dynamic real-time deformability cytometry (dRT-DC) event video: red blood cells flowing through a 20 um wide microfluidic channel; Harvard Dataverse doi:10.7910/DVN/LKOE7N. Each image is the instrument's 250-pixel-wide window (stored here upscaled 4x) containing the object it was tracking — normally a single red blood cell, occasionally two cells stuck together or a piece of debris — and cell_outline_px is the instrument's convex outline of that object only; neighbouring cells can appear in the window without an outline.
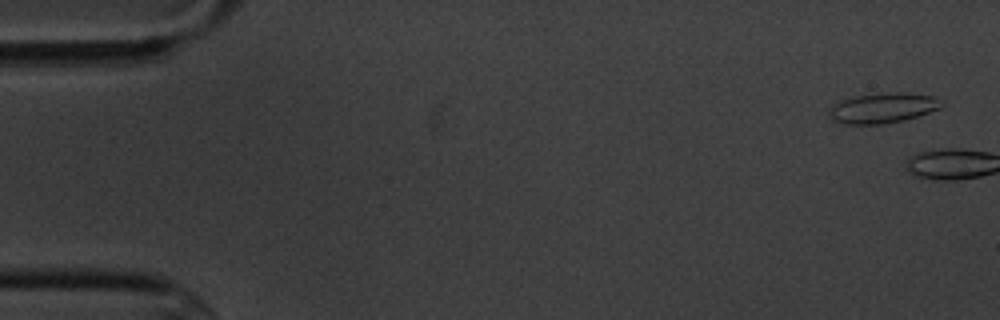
{"species": "common noctule bat (a hibernating species)", "species_latin": "Nyctalus noctula", "temperature_condition": "cold", "stored_images_in_passage": 7, "segment_of_instrument_passage": [1, 2], "camera_frame_rate_fps": 3000, "um_per_image_px": 0.085, "animal": {"sex": "male", "body_mass_g": 20.1, "forearm_length_mm": 53.5}, "frame": {"image": 1, "passage_image": 1, "time_ms": 0.0, "image_size_px": [1000, 320], "cell_outline_px": [[944, 104], [940, 108], [904, 120], [884, 124], [844, 124], [832, 120], [828, 112], [828, 108], [832, 104], [852, 96], [896, 92], [904, 92], [932, 96], [944, 100]], "centroid_in_image_um": [75.02, 9.18], "position_along_channel_um": 10.0, "area_um2": 19.88}}
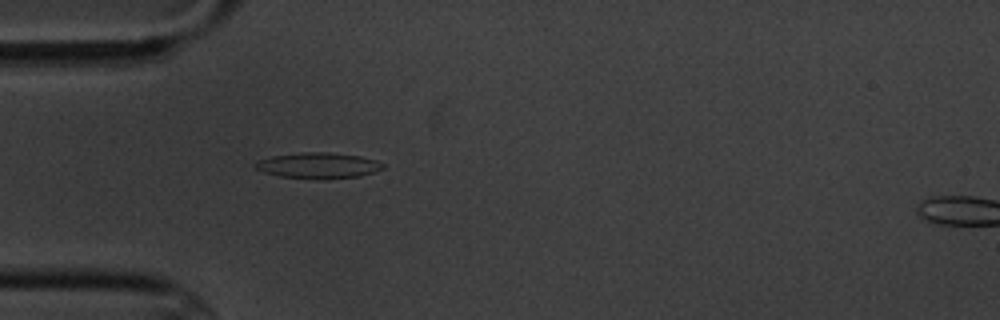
{"frame": {"image": 2, "passage_image": 6, "time_ms": 6.0, "image_size_px": [1000, 320], "cell_outline_px": [[384, 168], [360, 176], [324, 180], [316, 180], [280, 176], [264, 172], [256, 168], [252, 164], [256, 160], [272, 156], [300, 152], [328, 152], [360, 156], [376, 160], [384, 164]], "centroid_in_image_um": [27.02, 14.07], "position_along_channel_um": 58.0, "area_um2": 19.48}}